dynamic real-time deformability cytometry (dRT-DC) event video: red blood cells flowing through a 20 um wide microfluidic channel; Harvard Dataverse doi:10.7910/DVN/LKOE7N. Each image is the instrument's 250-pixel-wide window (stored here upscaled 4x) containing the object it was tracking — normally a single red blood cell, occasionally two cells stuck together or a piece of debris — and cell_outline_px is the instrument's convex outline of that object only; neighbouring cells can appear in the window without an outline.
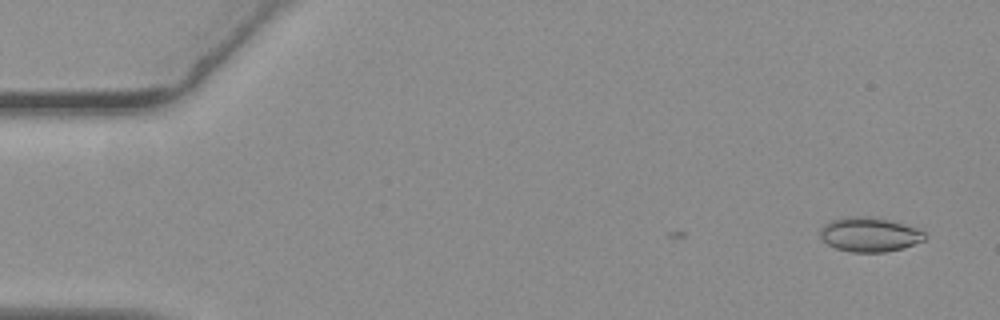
{"species": "common noctule bat (a hibernating species)", "species_latin": "Nyctalus noctula", "temperature_condition": "warm", "stored_images_in_passage": 3, "camera_frame_rate_fps": 3000, "um_per_image_px": 0.085, "animal": {"sex": "female", "body_mass_g": 19.3, "forearm_length_mm": 54.1}, "frame": {"image": 1, "passage_image": 3, "time_ms": 0.667, "image_size_px": [1000, 320], "cell_outline_px": [[928, 236], [924, 240], [904, 248], [884, 252], [852, 252], [836, 248], [828, 244], [820, 236], [820, 228], [824, 224], [832, 220], [844, 216], [868, 216], [888, 220], [916, 228], [924, 232]], "centroid_in_image_um": [73.9, 19.93], "position_along_channel_um": 11.1, "area_um2": 20.92}}